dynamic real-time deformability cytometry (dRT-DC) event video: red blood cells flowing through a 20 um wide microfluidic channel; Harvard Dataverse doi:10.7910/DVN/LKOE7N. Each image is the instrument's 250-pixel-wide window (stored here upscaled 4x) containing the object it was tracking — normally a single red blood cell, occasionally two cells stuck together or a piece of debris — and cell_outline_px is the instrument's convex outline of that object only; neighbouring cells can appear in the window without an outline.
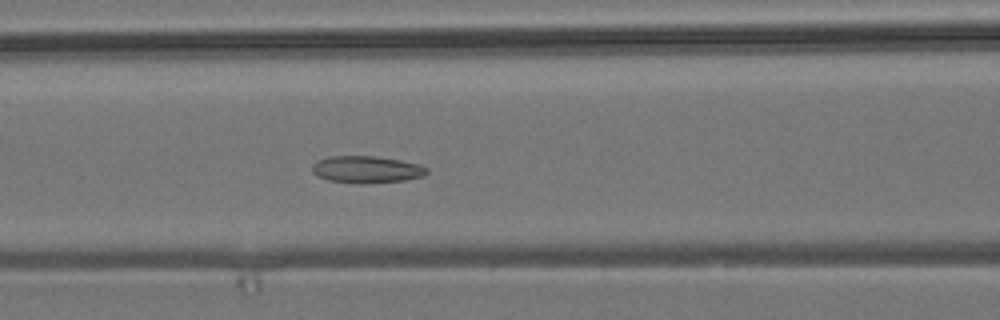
{"species": "common noctule bat (a hibernating species)", "species_latin": "Nyctalus noctula", "temperature_condition": "room temperature", "stored_images_in_passage": 54, "camera_frame_rate_fps": 3000, "um_per_image_px": 0.085, "animal": {"sex": "male", "body_mass_g": 19.2, "forearm_length_mm": 51.8}, "frame": {"image": 1, "passage_image": 23, "time_ms": 7.333, "image_size_px": [1000, 320], "cell_outline_px": [[428, 172], [424, 176], [404, 180], [364, 184], [360, 184], [328, 180], [316, 176], [312, 172], [312, 164], [316, 160], [328, 156], [376, 156], [400, 160], [420, 164], [428, 168]], "centroid_in_image_um": [31.14, 14.4], "position_along_channel_um": 135.5, "area_um2": 18.32}}
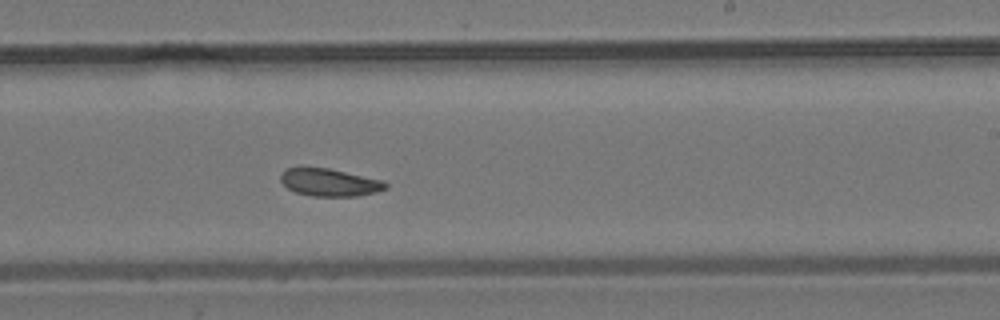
{"frame": {"image": 2, "passage_image": 33, "time_ms": 10.667, "image_size_px": [1000, 320], "cell_outline_px": [[388, 188], [376, 192], [356, 196], [312, 196], [296, 192], [288, 188], [280, 180], [280, 176], [288, 168], [328, 168], [384, 180], [388, 184]], "centroid_in_image_um": [28.07, 15.51], "position_along_channel_um": 260.9, "area_um2": 16.7}}
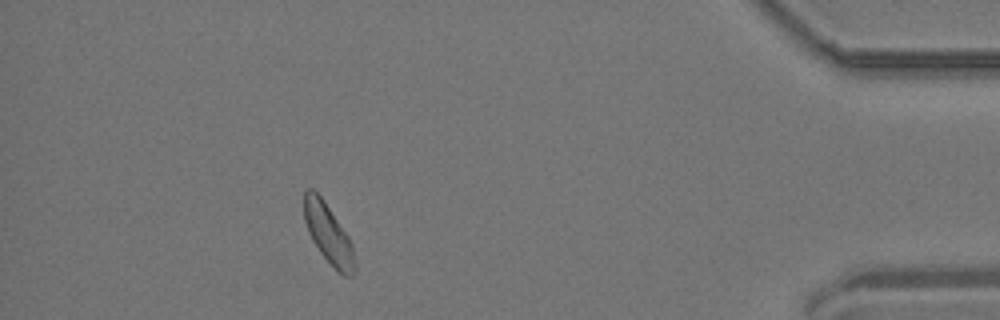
{"frame": {"image": 3, "passage_image": 49, "time_ms": 16.0, "image_size_px": [1000, 320], "cell_outline_px": [[356, 272], [352, 276], [344, 276], [336, 272], [320, 252], [312, 240], [308, 232], [304, 220], [304, 192], [308, 188], [312, 188], [324, 200], [348, 236], [352, 244], [356, 268]], "centroid_in_image_um": [27.92, 19.91], "position_along_channel_um": 407.3, "area_um2": 17.69}, "authors_computed_cell_mechanics": {"area_um2": 17.9469, "velocity_mm_per_s": 3.7773, "shape_relaxation_time_tau1_ms": 10.4545, "shape_relaxation_time_tau2_ms": 3.8135, "deformation_change_tau1": 0.1477, "deformation_change_tau2": 0.1034}}